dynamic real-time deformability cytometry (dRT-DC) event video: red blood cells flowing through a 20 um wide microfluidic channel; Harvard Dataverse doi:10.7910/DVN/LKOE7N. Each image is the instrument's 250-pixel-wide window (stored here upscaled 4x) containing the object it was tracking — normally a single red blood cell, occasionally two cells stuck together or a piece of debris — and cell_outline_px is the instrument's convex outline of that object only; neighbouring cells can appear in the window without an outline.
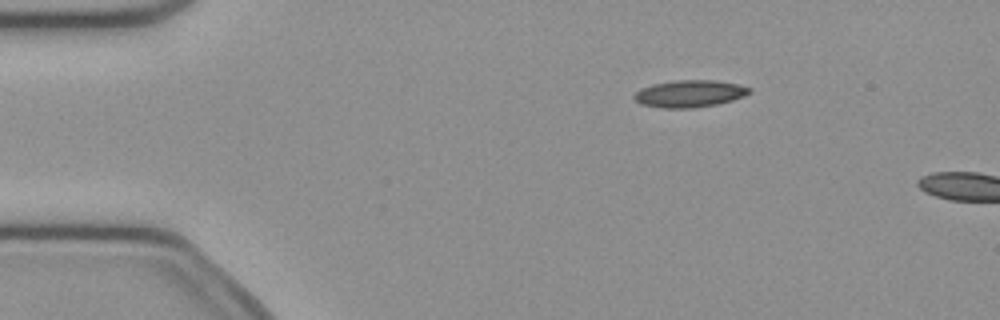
{"species": "common noctule bat (a hibernating species)", "species_latin": "Nyctalus noctula", "temperature_condition": "cold", "stored_images_in_passage": 7, "camera_frame_rate_fps": 3000, "um_per_image_px": 0.085, "animal": {"sex": "female", "body_mass_g": 21.9}, "frame": {"image": 1, "passage_image": 1, "time_ms": 0.0, "image_size_px": [1000, 320], "cell_outline_px": [[752, 92], [744, 96], [720, 104], [692, 108], [660, 108], [640, 104], [632, 96], [640, 88], [652, 84], [676, 80], [716, 80], [736, 84], [752, 88]], "centroid_in_image_um": [58.61, 7.96], "position_along_channel_um": 26.4, "area_um2": 18.38}}